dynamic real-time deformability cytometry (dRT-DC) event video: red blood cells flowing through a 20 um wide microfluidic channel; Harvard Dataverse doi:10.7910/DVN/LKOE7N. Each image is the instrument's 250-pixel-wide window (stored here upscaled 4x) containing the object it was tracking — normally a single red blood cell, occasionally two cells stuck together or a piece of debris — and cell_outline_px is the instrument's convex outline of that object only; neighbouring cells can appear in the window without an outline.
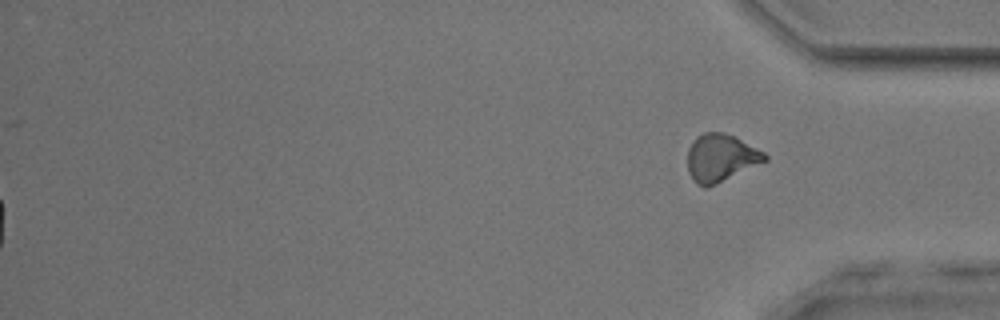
{"species": "common noctule bat (a hibernating species)", "species_latin": "Nyctalus noctula", "temperature_condition": "room temperature", "stored_images_in_passage": 54, "segment_of_instrument_passage": [2, 2], "camera_frame_rate_fps": 3000, "um_per_image_px": 0.085, "animal": {"sex": "male", "body_mass_g": 17.9, "forearm_length_mm": 54.2}, "frame": {"image": 1, "passage_image": 54, "time_ms": 17.667, "image_size_px": [1000, 320], "cell_outline_px": [[768, 160], [716, 184], [704, 188], [696, 184], [692, 180], [688, 172], [688, 148], [696, 136], [704, 132], [724, 132], [764, 152], [768, 156]], "centroid_in_image_um": [61.23, 13.43], "position_along_channel_um": 374.0, "area_um2": 21.33}}